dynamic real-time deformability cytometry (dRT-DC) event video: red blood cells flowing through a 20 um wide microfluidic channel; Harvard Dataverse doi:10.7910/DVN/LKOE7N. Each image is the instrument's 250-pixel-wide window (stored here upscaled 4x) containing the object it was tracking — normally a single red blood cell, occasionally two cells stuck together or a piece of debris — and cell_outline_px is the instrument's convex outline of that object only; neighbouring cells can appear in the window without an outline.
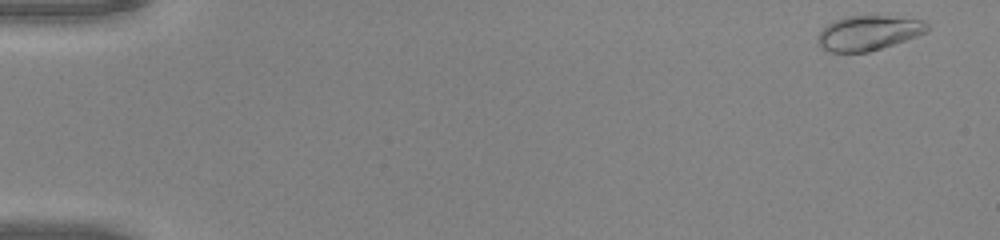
{"species": "common noctule bat (a hibernating species)", "species_latin": "Nyctalus noctula", "temperature_condition": "warm", "stored_images_in_passage": 49, "camera_frame_rate_fps": 3000, "um_per_image_px": 0.085, "animal": {"sex": "male", "body_mass_g": 20.0, "forearm_length_mm": 53.3}, "frame": {"image": 1, "passage_image": 1, "time_ms": 0.0, "image_size_px": [1000, 240], "cell_outline_px": [[928, 32], [868, 52], [828, 52], [816, 40], [820, 32], [828, 24], [836, 20], [848, 16], [888, 16], [924, 20], [928, 24]], "centroid_in_image_um": [73.83, 2.79], "position_along_channel_um": 11.2, "area_um2": 21.79}}
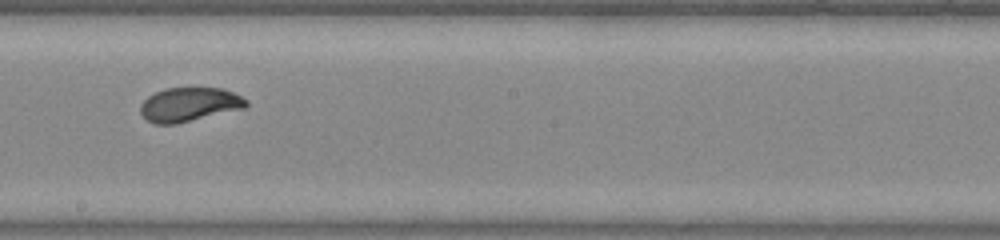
{"frame": {"image": 2, "passage_image": 28, "time_ms": 9.0, "image_size_px": [1000, 240], "cell_outline_px": [[248, 104], [244, 108], [176, 124], [152, 124], [140, 112], [140, 104], [148, 96], [164, 88], [224, 88], [248, 100]], "centroid_in_image_um": [16.07, 8.88], "position_along_channel_um": 232.1, "area_um2": 20.92}}
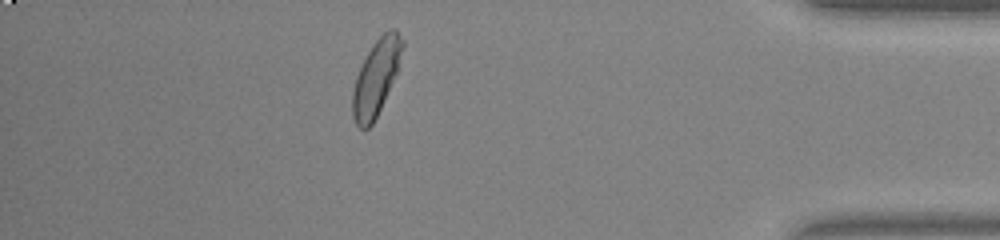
{"frame": {"image": 3, "passage_image": 43, "time_ms": 14.0, "image_size_px": [1000, 240], "cell_outline_px": [[404, 44], [396, 72], [380, 108], [372, 124], [368, 128], [360, 128], [356, 124], [352, 116], [352, 92], [356, 76], [368, 52], [376, 40], [384, 32], [392, 28], [396, 28], [404, 40]], "centroid_in_image_um": [31.96, 6.56], "position_along_channel_um": 403.2, "area_um2": 21.39}, "authors_computed_cell_mechanics": {"area_um2": 21.2704, "velocity_mm_per_s": 4.1838, "shape_relaxation_time_tau1_ms": 3.1229, "shape_relaxation_time_tau2_ms": null, "deformation_change_tau1": 0.1701, "deformation_change_tau2": null}}